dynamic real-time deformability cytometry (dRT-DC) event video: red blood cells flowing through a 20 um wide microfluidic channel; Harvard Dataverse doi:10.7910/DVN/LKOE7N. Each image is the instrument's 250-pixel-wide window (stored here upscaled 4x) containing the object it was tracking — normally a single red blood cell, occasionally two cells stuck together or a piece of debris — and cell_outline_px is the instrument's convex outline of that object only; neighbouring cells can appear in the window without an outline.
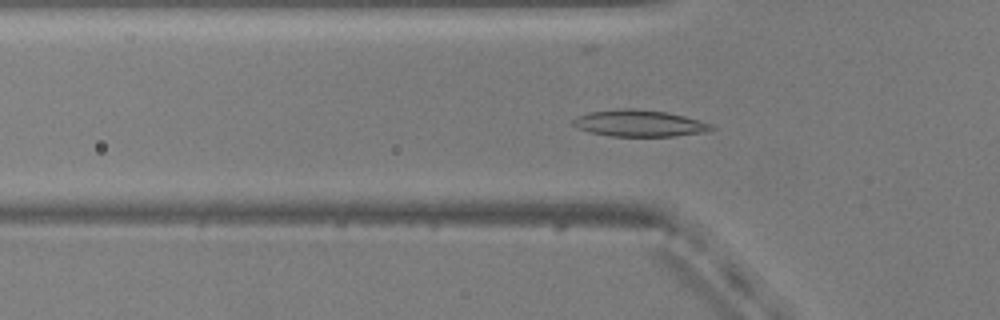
{"species": "common noctule bat (a hibernating species)", "species_latin": "Nyctalus noctula", "temperature_condition": "warm", "stored_images_in_passage": 38, "camera_frame_rate_fps": 3000, "um_per_image_px": 0.085, "animal": {"sex": "male", "body_mass_g": 20.5, "forearm_length_mm": 52.5}, "frame": {"image": 1, "passage_image": 2, "time_ms": 0.333, "image_size_px": [1000, 320], "cell_outline_px": [[716, 128], [704, 132], [676, 136], [612, 136], [588, 132], [576, 128], [572, 124], [572, 120], [576, 116], [588, 112], [620, 108], [632, 108], [664, 112], [684, 116], [712, 124]], "centroid_in_image_um": [54.29, 10.48], "position_along_channel_um": 71.5, "area_um2": 21.5}}
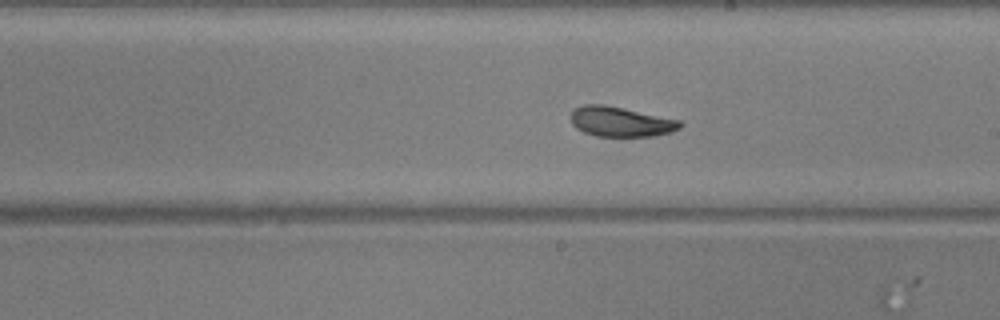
{"frame": {"image": 2, "passage_image": 15, "time_ms": 4.667, "image_size_px": [1000, 320], "cell_outline_px": [[684, 124], [680, 128], [672, 132], [656, 136], [596, 136], [584, 132], [576, 128], [572, 124], [572, 112], [576, 108], [584, 104], [604, 104], [624, 108], [680, 120]], "centroid_in_image_um": [52.79, 10.35], "position_along_channel_um": 236.2, "area_um2": 19.07}}
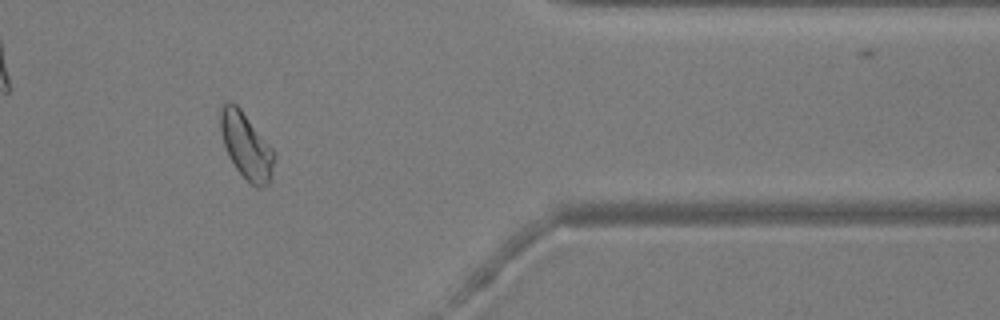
{"frame": {"image": 3, "passage_image": 29, "time_ms": 9.333, "image_size_px": [1000, 320], "cell_outline_px": [[276, 156], [272, 180], [268, 184], [260, 188], [256, 188], [236, 168], [228, 156], [220, 132], [220, 108], [224, 100], [232, 100], [240, 108], [276, 152]], "centroid_in_image_um": [20.94, 12.38], "position_along_channel_um": 390.5, "area_um2": 21.1}, "authors_computed_cell_mechanics": {"area_um2": 20.0566, "velocity_mm_per_s": 3.7833, "shape_relaxation_time_tau1_ms": 5.4247, "shape_relaxation_time_tau2_ms": 2.7217, "deformation_change_tau1": 0.1376, "deformation_change_tau2": 0.0685}}